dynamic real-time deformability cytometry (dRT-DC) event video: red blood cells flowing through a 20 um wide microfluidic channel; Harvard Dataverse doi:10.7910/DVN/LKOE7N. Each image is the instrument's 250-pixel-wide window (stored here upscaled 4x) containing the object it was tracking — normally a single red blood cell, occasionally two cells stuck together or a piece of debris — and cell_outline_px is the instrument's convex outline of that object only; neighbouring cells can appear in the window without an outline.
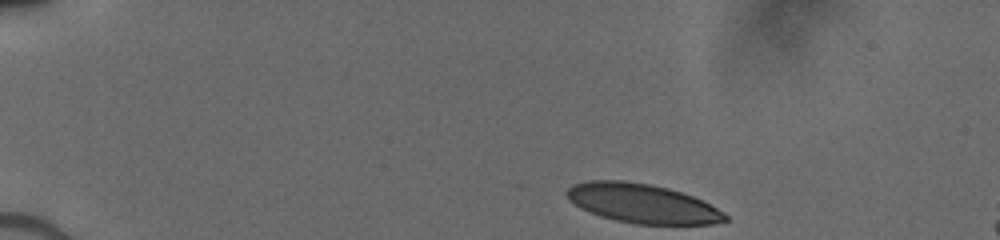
{"species": "human", "species_latin": "Homo sapiens", "temperature_condition": "cold", "stored_images_in_passage": 30, "camera_frame_rate_fps": 3000, "um_per_image_px": 0.085, "donor": {"sex": "male"}, "frame": {"image": 1, "passage_image": 1, "time_ms": 0.0, "image_size_px": [1000, 240], "cell_outline_px": [[728, 220], [712, 224], [636, 224], [616, 220], [600, 216], [580, 208], [568, 200], [564, 192], [572, 184], [588, 180], [620, 180], [648, 184], [668, 188], [692, 196], [724, 212], [728, 216]], "centroid_in_image_um": [54.54, 17.29], "position_along_channel_um": 30.5, "area_um2": 36.07}}
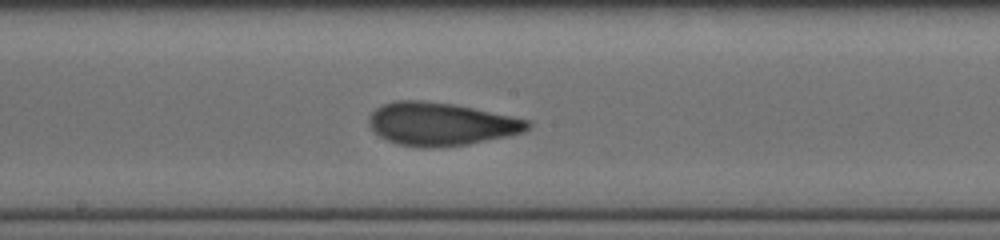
{"frame": {"image": 2, "passage_image": 13, "time_ms": 6.667, "image_size_px": [1000, 240], "cell_outline_px": [[532, 124], [524, 132], [508, 136], [468, 144], [424, 148], [400, 144], [388, 140], [380, 136], [368, 124], [368, 116], [376, 108], [384, 104], [396, 100], [420, 100], [456, 104], [532, 120]], "centroid_in_image_um": [37.51, 10.52], "position_along_channel_um": 210.7, "area_um2": 39.82}}
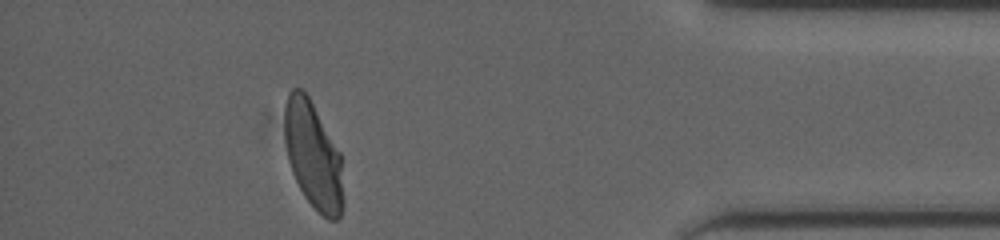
{"frame": {"image": 3, "passage_image": 26, "time_ms": 12.333, "image_size_px": [1000, 240], "cell_outline_px": [[344, 204], [340, 216], [336, 220], [328, 220], [304, 196], [292, 172], [288, 160], [284, 140], [284, 104], [288, 92], [292, 88], [300, 88], [308, 96], [340, 152]], "centroid_in_image_um": [26.6, 13.19], "position_along_channel_um": 408.6, "area_um2": 36.59}}